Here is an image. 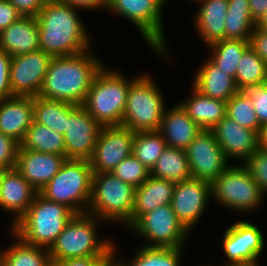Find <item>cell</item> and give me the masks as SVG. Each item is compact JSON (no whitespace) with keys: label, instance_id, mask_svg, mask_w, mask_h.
Segmentation results:
<instances>
[{"label":"cell","instance_id":"1","mask_svg":"<svg viewBox=\"0 0 267 266\" xmlns=\"http://www.w3.org/2000/svg\"><path fill=\"white\" fill-rule=\"evenodd\" d=\"M78 10L58 0L45 2L36 16L40 50L52 57H69L90 50V35Z\"/></svg>","mask_w":267,"mask_h":266},{"label":"cell","instance_id":"2","mask_svg":"<svg viewBox=\"0 0 267 266\" xmlns=\"http://www.w3.org/2000/svg\"><path fill=\"white\" fill-rule=\"evenodd\" d=\"M103 66L104 62L89 50L69 57H53L38 96L83 105Z\"/></svg>","mask_w":267,"mask_h":266},{"label":"cell","instance_id":"3","mask_svg":"<svg viewBox=\"0 0 267 266\" xmlns=\"http://www.w3.org/2000/svg\"><path fill=\"white\" fill-rule=\"evenodd\" d=\"M99 220L88 213L75 214L49 249L52 263L79 257H114L115 244L98 237V227L103 223Z\"/></svg>","mask_w":267,"mask_h":266},{"label":"cell","instance_id":"4","mask_svg":"<svg viewBox=\"0 0 267 266\" xmlns=\"http://www.w3.org/2000/svg\"><path fill=\"white\" fill-rule=\"evenodd\" d=\"M74 215L66 205L47 200L38 192L28 211L10 227L25 243L49 250Z\"/></svg>","mask_w":267,"mask_h":266},{"label":"cell","instance_id":"5","mask_svg":"<svg viewBox=\"0 0 267 266\" xmlns=\"http://www.w3.org/2000/svg\"><path fill=\"white\" fill-rule=\"evenodd\" d=\"M137 77L129 80L104 65L94 77L83 106L102 126L121 125L129 87Z\"/></svg>","mask_w":267,"mask_h":266},{"label":"cell","instance_id":"6","mask_svg":"<svg viewBox=\"0 0 267 266\" xmlns=\"http://www.w3.org/2000/svg\"><path fill=\"white\" fill-rule=\"evenodd\" d=\"M93 174L89 160L66 159L39 193L47 200L66 205L75 214L87 213Z\"/></svg>","mask_w":267,"mask_h":266},{"label":"cell","instance_id":"7","mask_svg":"<svg viewBox=\"0 0 267 266\" xmlns=\"http://www.w3.org/2000/svg\"><path fill=\"white\" fill-rule=\"evenodd\" d=\"M135 187L112 172L94 173L87 213L104 223L119 222L131 226Z\"/></svg>","mask_w":267,"mask_h":266},{"label":"cell","instance_id":"8","mask_svg":"<svg viewBox=\"0 0 267 266\" xmlns=\"http://www.w3.org/2000/svg\"><path fill=\"white\" fill-rule=\"evenodd\" d=\"M155 80L139 74L130 84L122 126L133 132L157 131L165 110V101Z\"/></svg>","mask_w":267,"mask_h":266},{"label":"cell","instance_id":"9","mask_svg":"<svg viewBox=\"0 0 267 266\" xmlns=\"http://www.w3.org/2000/svg\"><path fill=\"white\" fill-rule=\"evenodd\" d=\"M213 200L238 212L256 211L265 200L257 182L244 164L229 165L212 183Z\"/></svg>","mask_w":267,"mask_h":266},{"label":"cell","instance_id":"10","mask_svg":"<svg viewBox=\"0 0 267 266\" xmlns=\"http://www.w3.org/2000/svg\"><path fill=\"white\" fill-rule=\"evenodd\" d=\"M166 0H109L108 11L128 19L144 41L162 57L169 56L162 10Z\"/></svg>","mask_w":267,"mask_h":266},{"label":"cell","instance_id":"11","mask_svg":"<svg viewBox=\"0 0 267 266\" xmlns=\"http://www.w3.org/2000/svg\"><path fill=\"white\" fill-rule=\"evenodd\" d=\"M129 228L148 243L146 247L184 248L190 233L178 220L170 204L140 216Z\"/></svg>","mask_w":267,"mask_h":266},{"label":"cell","instance_id":"12","mask_svg":"<svg viewBox=\"0 0 267 266\" xmlns=\"http://www.w3.org/2000/svg\"><path fill=\"white\" fill-rule=\"evenodd\" d=\"M224 231L222 248L227 258L224 266L259 265L265 241L257 225L242 220Z\"/></svg>","mask_w":267,"mask_h":266},{"label":"cell","instance_id":"13","mask_svg":"<svg viewBox=\"0 0 267 266\" xmlns=\"http://www.w3.org/2000/svg\"><path fill=\"white\" fill-rule=\"evenodd\" d=\"M186 157L193 179L212 183L230 164L211 130H201L186 147Z\"/></svg>","mask_w":267,"mask_h":266},{"label":"cell","instance_id":"14","mask_svg":"<svg viewBox=\"0 0 267 266\" xmlns=\"http://www.w3.org/2000/svg\"><path fill=\"white\" fill-rule=\"evenodd\" d=\"M102 127L83 105H77L67 117L66 131L63 134L65 158L90 160Z\"/></svg>","mask_w":267,"mask_h":266},{"label":"cell","instance_id":"15","mask_svg":"<svg viewBox=\"0 0 267 266\" xmlns=\"http://www.w3.org/2000/svg\"><path fill=\"white\" fill-rule=\"evenodd\" d=\"M52 58L40 49L12 56L9 76L13 96H38Z\"/></svg>","mask_w":267,"mask_h":266},{"label":"cell","instance_id":"16","mask_svg":"<svg viewBox=\"0 0 267 266\" xmlns=\"http://www.w3.org/2000/svg\"><path fill=\"white\" fill-rule=\"evenodd\" d=\"M134 132L122 125L103 126L91 157L94 173L111 172L132 154Z\"/></svg>","mask_w":267,"mask_h":266},{"label":"cell","instance_id":"17","mask_svg":"<svg viewBox=\"0 0 267 266\" xmlns=\"http://www.w3.org/2000/svg\"><path fill=\"white\" fill-rule=\"evenodd\" d=\"M211 197L210 182L190 178L175 184L170 205L178 220L190 232L205 214Z\"/></svg>","mask_w":267,"mask_h":266},{"label":"cell","instance_id":"18","mask_svg":"<svg viewBox=\"0 0 267 266\" xmlns=\"http://www.w3.org/2000/svg\"><path fill=\"white\" fill-rule=\"evenodd\" d=\"M211 131L227 161L240 160L244 164L258 149V134L225 116Z\"/></svg>","mask_w":267,"mask_h":266},{"label":"cell","instance_id":"19","mask_svg":"<svg viewBox=\"0 0 267 266\" xmlns=\"http://www.w3.org/2000/svg\"><path fill=\"white\" fill-rule=\"evenodd\" d=\"M65 161L64 155L19 149L15 169L39 192Z\"/></svg>","mask_w":267,"mask_h":266},{"label":"cell","instance_id":"20","mask_svg":"<svg viewBox=\"0 0 267 266\" xmlns=\"http://www.w3.org/2000/svg\"><path fill=\"white\" fill-rule=\"evenodd\" d=\"M38 191L15 169H6L0 181V207L14 214L12 226L28 211Z\"/></svg>","mask_w":267,"mask_h":266},{"label":"cell","instance_id":"21","mask_svg":"<svg viewBox=\"0 0 267 266\" xmlns=\"http://www.w3.org/2000/svg\"><path fill=\"white\" fill-rule=\"evenodd\" d=\"M33 97L0 99V132L21 143L33 121Z\"/></svg>","mask_w":267,"mask_h":266},{"label":"cell","instance_id":"22","mask_svg":"<svg viewBox=\"0 0 267 266\" xmlns=\"http://www.w3.org/2000/svg\"><path fill=\"white\" fill-rule=\"evenodd\" d=\"M203 130L187 114L180 103L170 109L165 108L158 130L168 147L185 150L186 147Z\"/></svg>","mask_w":267,"mask_h":266},{"label":"cell","instance_id":"23","mask_svg":"<svg viewBox=\"0 0 267 266\" xmlns=\"http://www.w3.org/2000/svg\"><path fill=\"white\" fill-rule=\"evenodd\" d=\"M39 49L36 17L22 16L0 32V50L10 56L24 55Z\"/></svg>","mask_w":267,"mask_h":266},{"label":"cell","instance_id":"24","mask_svg":"<svg viewBox=\"0 0 267 266\" xmlns=\"http://www.w3.org/2000/svg\"><path fill=\"white\" fill-rule=\"evenodd\" d=\"M197 70L192 86L201 94L227 102L239 92L235 78L221 70L209 58Z\"/></svg>","mask_w":267,"mask_h":266},{"label":"cell","instance_id":"25","mask_svg":"<svg viewBox=\"0 0 267 266\" xmlns=\"http://www.w3.org/2000/svg\"><path fill=\"white\" fill-rule=\"evenodd\" d=\"M191 1V0H190ZM199 7L195 15V30L206 46L223 40L228 0H192Z\"/></svg>","mask_w":267,"mask_h":266},{"label":"cell","instance_id":"26","mask_svg":"<svg viewBox=\"0 0 267 266\" xmlns=\"http://www.w3.org/2000/svg\"><path fill=\"white\" fill-rule=\"evenodd\" d=\"M175 183L149 175L148 179L135 188L131 225L142 215L155 208L171 204Z\"/></svg>","mask_w":267,"mask_h":266},{"label":"cell","instance_id":"27","mask_svg":"<svg viewBox=\"0 0 267 266\" xmlns=\"http://www.w3.org/2000/svg\"><path fill=\"white\" fill-rule=\"evenodd\" d=\"M190 97L180 101L188 116L204 130H211L226 116V101L209 98L193 86Z\"/></svg>","mask_w":267,"mask_h":266},{"label":"cell","instance_id":"28","mask_svg":"<svg viewBox=\"0 0 267 266\" xmlns=\"http://www.w3.org/2000/svg\"><path fill=\"white\" fill-rule=\"evenodd\" d=\"M10 232L15 242L3 249L2 266H53L48 249L27 244Z\"/></svg>","mask_w":267,"mask_h":266},{"label":"cell","instance_id":"29","mask_svg":"<svg viewBox=\"0 0 267 266\" xmlns=\"http://www.w3.org/2000/svg\"><path fill=\"white\" fill-rule=\"evenodd\" d=\"M76 106L64 101L35 96L33 97V119L35 122L43 124L53 131L64 134L67 117Z\"/></svg>","mask_w":267,"mask_h":266},{"label":"cell","instance_id":"30","mask_svg":"<svg viewBox=\"0 0 267 266\" xmlns=\"http://www.w3.org/2000/svg\"><path fill=\"white\" fill-rule=\"evenodd\" d=\"M150 175L175 184L192 178L185 150L167 146L150 170Z\"/></svg>","mask_w":267,"mask_h":266},{"label":"cell","instance_id":"31","mask_svg":"<svg viewBox=\"0 0 267 266\" xmlns=\"http://www.w3.org/2000/svg\"><path fill=\"white\" fill-rule=\"evenodd\" d=\"M19 149L65 156L64 136L33 120Z\"/></svg>","mask_w":267,"mask_h":266},{"label":"cell","instance_id":"32","mask_svg":"<svg viewBox=\"0 0 267 266\" xmlns=\"http://www.w3.org/2000/svg\"><path fill=\"white\" fill-rule=\"evenodd\" d=\"M255 27L248 0H228L224 39L250 40Z\"/></svg>","mask_w":267,"mask_h":266},{"label":"cell","instance_id":"33","mask_svg":"<svg viewBox=\"0 0 267 266\" xmlns=\"http://www.w3.org/2000/svg\"><path fill=\"white\" fill-rule=\"evenodd\" d=\"M207 47L212 52L209 59L229 76L235 78L238 63L243 53L250 47V40L223 39Z\"/></svg>","mask_w":267,"mask_h":266},{"label":"cell","instance_id":"34","mask_svg":"<svg viewBox=\"0 0 267 266\" xmlns=\"http://www.w3.org/2000/svg\"><path fill=\"white\" fill-rule=\"evenodd\" d=\"M183 248H158L140 246L134 253L133 259L130 262L125 260L118 261L116 258L117 252L114 248V263L117 266H180Z\"/></svg>","mask_w":267,"mask_h":266},{"label":"cell","instance_id":"35","mask_svg":"<svg viewBox=\"0 0 267 266\" xmlns=\"http://www.w3.org/2000/svg\"><path fill=\"white\" fill-rule=\"evenodd\" d=\"M235 82L239 91L267 83V64L251 46L243 53L238 63Z\"/></svg>","mask_w":267,"mask_h":266},{"label":"cell","instance_id":"36","mask_svg":"<svg viewBox=\"0 0 267 266\" xmlns=\"http://www.w3.org/2000/svg\"><path fill=\"white\" fill-rule=\"evenodd\" d=\"M166 147V141L158 130L134 132L132 155L149 170Z\"/></svg>","mask_w":267,"mask_h":266},{"label":"cell","instance_id":"37","mask_svg":"<svg viewBox=\"0 0 267 266\" xmlns=\"http://www.w3.org/2000/svg\"><path fill=\"white\" fill-rule=\"evenodd\" d=\"M226 116L259 134L261 125L254 111L252 100L245 91H239L227 101Z\"/></svg>","mask_w":267,"mask_h":266},{"label":"cell","instance_id":"38","mask_svg":"<svg viewBox=\"0 0 267 266\" xmlns=\"http://www.w3.org/2000/svg\"><path fill=\"white\" fill-rule=\"evenodd\" d=\"M111 172L135 188L142 185L150 175V170L132 154L122 160Z\"/></svg>","mask_w":267,"mask_h":266},{"label":"cell","instance_id":"39","mask_svg":"<svg viewBox=\"0 0 267 266\" xmlns=\"http://www.w3.org/2000/svg\"><path fill=\"white\" fill-rule=\"evenodd\" d=\"M251 177L257 182L263 194L267 196V151L257 149L244 163Z\"/></svg>","mask_w":267,"mask_h":266},{"label":"cell","instance_id":"40","mask_svg":"<svg viewBox=\"0 0 267 266\" xmlns=\"http://www.w3.org/2000/svg\"><path fill=\"white\" fill-rule=\"evenodd\" d=\"M245 92L252 100L260 125L267 124V83L247 88Z\"/></svg>","mask_w":267,"mask_h":266},{"label":"cell","instance_id":"41","mask_svg":"<svg viewBox=\"0 0 267 266\" xmlns=\"http://www.w3.org/2000/svg\"><path fill=\"white\" fill-rule=\"evenodd\" d=\"M20 143L0 132V166L6 169L15 168Z\"/></svg>","mask_w":267,"mask_h":266},{"label":"cell","instance_id":"42","mask_svg":"<svg viewBox=\"0 0 267 266\" xmlns=\"http://www.w3.org/2000/svg\"><path fill=\"white\" fill-rule=\"evenodd\" d=\"M12 56L0 50V99L13 97L10 88V63Z\"/></svg>","mask_w":267,"mask_h":266},{"label":"cell","instance_id":"43","mask_svg":"<svg viewBox=\"0 0 267 266\" xmlns=\"http://www.w3.org/2000/svg\"><path fill=\"white\" fill-rule=\"evenodd\" d=\"M114 257H79L53 263V266H110Z\"/></svg>","mask_w":267,"mask_h":266},{"label":"cell","instance_id":"44","mask_svg":"<svg viewBox=\"0 0 267 266\" xmlns=\"http://www.w3.org/2000/svg\"><path fill=\"white\" fill-rule=\"evenodd\" d=\"M250 46L267 64V30L255 27L250 37Z\"/></svg>","mask_w":267,"mask_h":266},{"label":"cell","instance_id":"45","mask_svg":"<svg viewBox=\"0 0 267 266\" xmlns=\"http://www.w3.org/2000/svg\"><path fill=\"white\" fill-rule=\"evenodd\" d=\"M22 16L36 17L47 0H8Z\"/></svg>","mask_w":267,"mask_h":266},{"label":"cell","instance_id":"46","mask_svg":"<svg viewBox=\"0 0 267 266\" xmlns=\"http://www.w3.org/2000/svg\"><path fill=\"white\" fill-rule=\"evenodd\" d=\"M20 17L22 15L8 0H0V32Z\"/></svg>","mask_w":267,"mask_h":266},{"label":"cell","instance_id":"47","mask_svg":"<svg viewBox=\"0 0 267 266\" xmlns=\"http://www.w3.org/2000/svg\"><path fill=\"white\" fill-rule=\"evenodd\" d=\"M61 3L66 5H70L77 9L86 10H98L100 9H108L109 0H58Z\"/></svg>","mask_w":267,"mask_h":266},{"label":"cell","instance_id":"48","mask_svg":"<svg viewBox=\"0 0 267 266\" xmlns=\"http://www.w3.org/2000/svg\"><path fill=\"white\" fill-rule=\"evenodd\" d=\"M250 15L257 23L267 11V0H248Z\"/></svg>","mask_w":267,"mask_h":266},{"label":"cell","instance_id":"49","mask_svg":"<svg viewBox=\"0 0 267 266\" xmlns=\"http://www.w3.org/2000/svg\"><path fill=\"white\" fill-rule=\"evenodd\" d=\"M258 148L267 151V124L261 126L258 134Z\"/></svg>","mask_w":267,"mask_h":266},{"label":"cell","instance_id":"50","mask_svg":"<svg viewBox=\"0 0 267 266\" xmlns=\"http://www.w3.org/2000/svg\"><path fill=\"white\" fill-rule=\"evenodd\" d=\"M256 27L263 28V29L267 30V11L260 18V20L256 23Z\"/></svg>","mask_w":267,"mask_h":266},{"label":"cell","instance_id":"51","mask_svg":"<svg viewBox=\"0 0 267 266\" xmlns=\"http://www.w3.org/2000/svg\"><path fill=\"white\" fill-rule=\"evenodd\" d=\"M3 265V250L0 249V266Z\"/></svg>","mask_w":267,"mask_h":266},{"label":"cell","instance_id":"52","mask_svg":"<svg viewBox=\"0 0 267 266\" xmlns=\"http://www.w3.org/2000/svg\"><path fill=\"white\" fill-rule=\"evenodd\" d=\"M5 170L6 168L0 166V181Z\"/></svg>","mask_w":267,"mask_h":266},{"label":"cell","instance_id":"53","mask_svg":"<svg viewBox=\"0 0 267 266\" xmlns=\"http://www.w3.org/2000/svg\"><path fill=\"white\" fill-rule=\"evenodd\" d=\"M110 266H117L114 262Z\"/></svg>","mask_w":267,"mask_h":266}]
</instances>
